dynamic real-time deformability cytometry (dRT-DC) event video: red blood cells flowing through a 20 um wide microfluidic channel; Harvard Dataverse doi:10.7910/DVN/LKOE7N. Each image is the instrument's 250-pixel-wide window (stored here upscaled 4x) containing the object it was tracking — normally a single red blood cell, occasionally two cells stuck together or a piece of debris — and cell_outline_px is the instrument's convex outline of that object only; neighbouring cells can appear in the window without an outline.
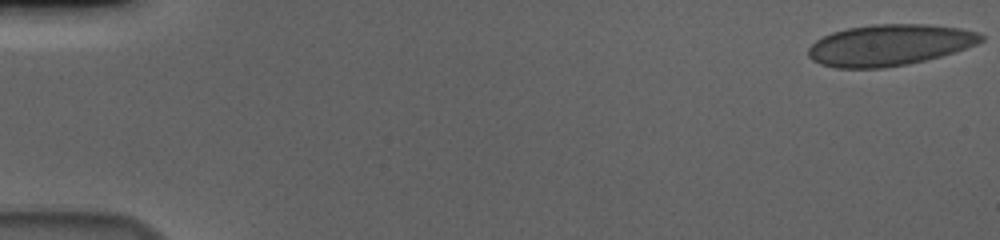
{"species": "human", "species_latin": "Homo sapiens", "temperature_condition": "cold", "stored_images_in_passage": 57, "camera_frame_rate_fps": 3000, "um_per_image_px": 0.085, "donor": {"sex": "male"}, "frame": {"image": 1, "passage_image": 1, "time_ms": 0.0, "image_size_px": [1000, 240], "cell_outline_px": [[984, 40], [976, 44], [940, 56], [908, 64], [884, 68], [836, 68], [820, 64], [812, 60], [808, 56], [808, 48], [816, 40], [832, 32], [848, 28], [872, 24], [928, 24], [960, 28], [976, 32], [984, 36]], "centroid_in_image_um": [75.57, 3.83], "position_along_channel_um": 9.4, "area_um2": 41.38}}
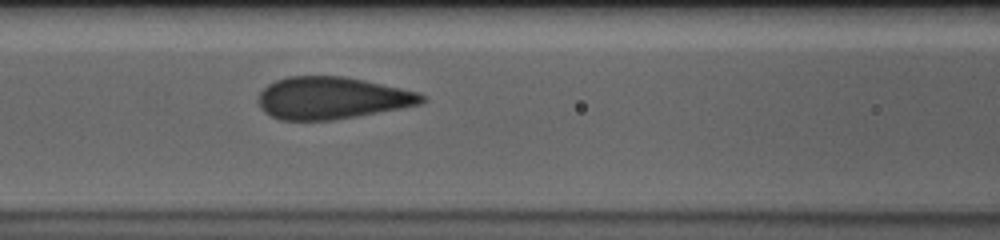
{"frame": {"image": 2, "passage_image": 25, "time_ms": 8.0, "image_size_px": [1000, 240], "cell_outline_px": [[428, 100], [424, 104], [356, 116], [332, 120], [280, 120], [264, 112], [260, 108], [260, 92], [268, 84], [276, 80], [288, 76], [340, 76], [364, 80], [420, 92], [428, 96]], "centroid_in_image_um": [28.27, 8.33], "position_along_channel_um": 138.3, "area_um2": 40.23}}
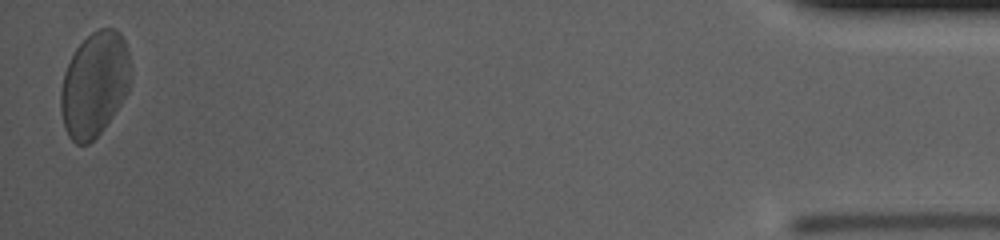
{"frame": {"image": 3, "passage_image": 56, "time_ms": 18.333, "image_size_px": [1000, 240], "cell_outline_px": [[128, 92], [104, 128], [88, 144], [76, 144], [68, 136], [64, 128], [60, 112], [60, 92], [64, 72], [76, 48], [92, 32], [100, 28], [116, 28], [120, 32], [124, 40], [128, 52]], "centroid_in_image_um": [7.99, 7.18], "position_along_channel_um": 427.2, "area_um2": 42.25}, "authors_computed_cell_mechanics": {"area_um2": 40.4022, "velocity_mm_per_s": 3.6192, "shape_relaxation_time_tau1_ms": 4.3552, "shape_relaxation_time_tau2_ms": null, "deformation_change_tau1": 0.1337, "deformation_change_tau2": null}}